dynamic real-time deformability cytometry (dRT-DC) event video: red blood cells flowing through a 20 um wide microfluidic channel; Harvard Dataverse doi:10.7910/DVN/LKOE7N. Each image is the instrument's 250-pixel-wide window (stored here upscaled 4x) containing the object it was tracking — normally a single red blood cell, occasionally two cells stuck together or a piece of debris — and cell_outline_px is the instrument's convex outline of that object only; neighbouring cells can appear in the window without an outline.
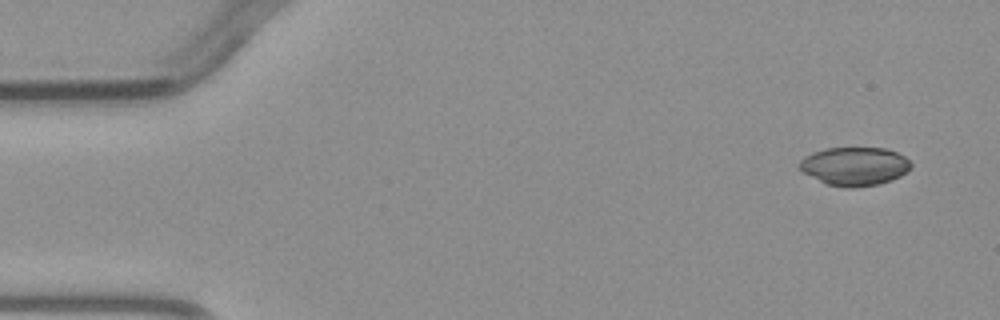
{"species": "common noctule bat (a hibernating species)", "species_latin": "Nyctalus noctula", "temperature_condition": "warm", "stored_images_in_passage": 4, "camera_frame_rate_fps": 3000, "um_per_image_px": 0.085, "animal": {"sex": "male", "body_mass_g": 23.1, "forearm_length_mm": 52.7}, "frame": {"image": 1, "passage_image": 1, "time_ms": 0.0, "image_size_px": [1000, 320], "cell_outline_px": [[912, 168], [908, 172], [892, 180], [880, 184], [852, 188], [848, 188], [824, 184], [804, 172], [800, 168], [800, 160], [804, 156], [812, 152], [828, 148], [884, 148], [896, 152], [904, 156], [912, 164]], "centroid_in_image_um": [72.66, 14.14], "position_along_channel_um": 12.3, "area_um2": 25.14}}
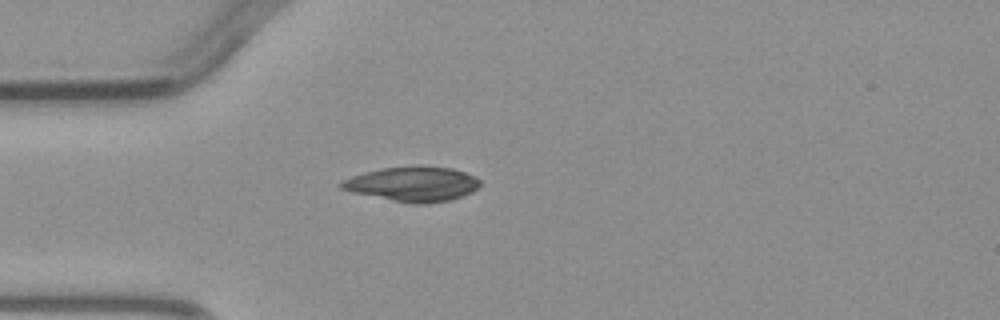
{"frame": {"image": 2, "passage_image": 4, "time_ms": 3.333, "image_size_px": [1000, 320], "cell_outline_px": [[480, 184], [472, 192], [464, 196], [452, 200], [424, 204], [412, 204], [352, 192], [340, 188], [340, 184], [344, 180], [352, 176], [364, 172], [384, 168], [416, 164], [424, 164], [452, 168], [476, 176], [480, 180]], "centroid_in_image_um": [35.13, 15.62], "position_along_channel_um": 49.9, "area_um2": 28.5}}